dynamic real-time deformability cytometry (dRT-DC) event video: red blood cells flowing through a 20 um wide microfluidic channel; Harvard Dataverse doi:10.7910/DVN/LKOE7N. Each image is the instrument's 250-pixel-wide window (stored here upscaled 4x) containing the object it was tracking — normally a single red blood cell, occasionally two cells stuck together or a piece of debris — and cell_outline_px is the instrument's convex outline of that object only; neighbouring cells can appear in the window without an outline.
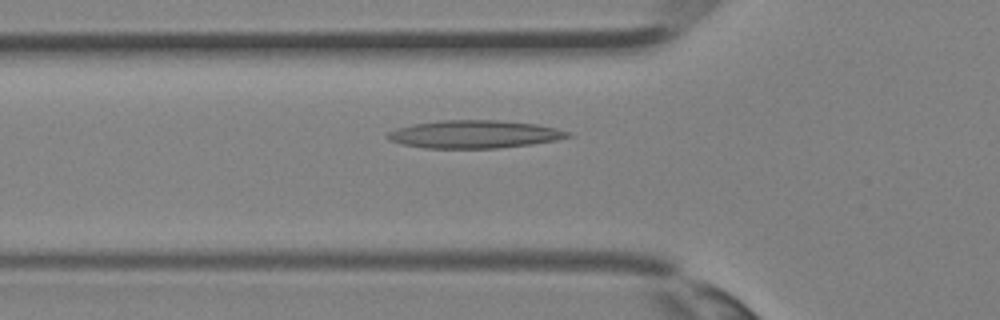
{"species": "Egyptian fruit bat (a non-hibernating species)", "species_latin": "Rousettus aegyptiacus", "temperature_condition": "room temperature", "stored_images_in_passage": 36, "camera_frame_rate_fps": 3000, "um_per_image_px": 0.085, "animal": {"sex": "female"}, "frame": {"image": 1, "passage_image": 12, "time_ms": 3.667, "image_size_px": [1000, 320], "cell_outline_px": [[572, 136], [556, 140], [532, 144], [496, 148], [424, 148], [404, 144], [388, 140], [388, 132], [396, 128], [412, 124], [440, 120], [500, 120], [536, 124], [556, 128], [572, 132]], "centroid_in_image_um": [40.34, 11.4], "position_along_channel_um": 85.5, "area_um2": 29.3}}
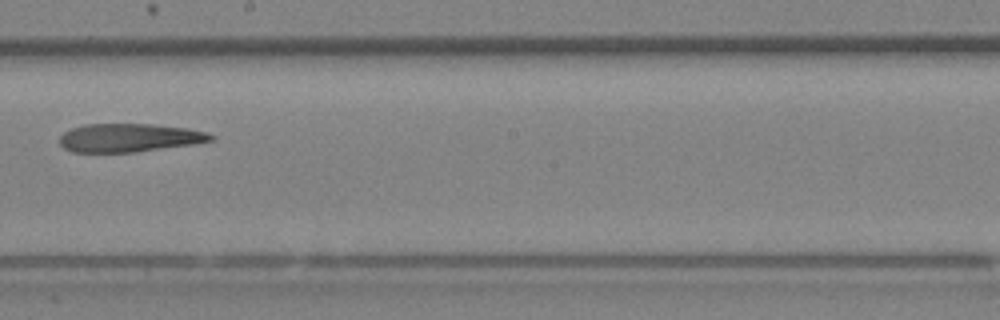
{"frame": {"image": 2, "passage_image": 20, "time_ms": 6.333, "image_size_px": [1000, 320], "cell_outline_px": [[216, 136], [212, 140], [192, 144], [132, 152], [72, 152], [64, 148], [60, 144], [60, 136], [64, 132], [72, 128], [84, 124], [152, 124], [188, 128], [204, 132]], "centroid_in_image_um": [10.95, 11.7], "position_along_channel_um": 237.3, "area_um2": 24.8}}
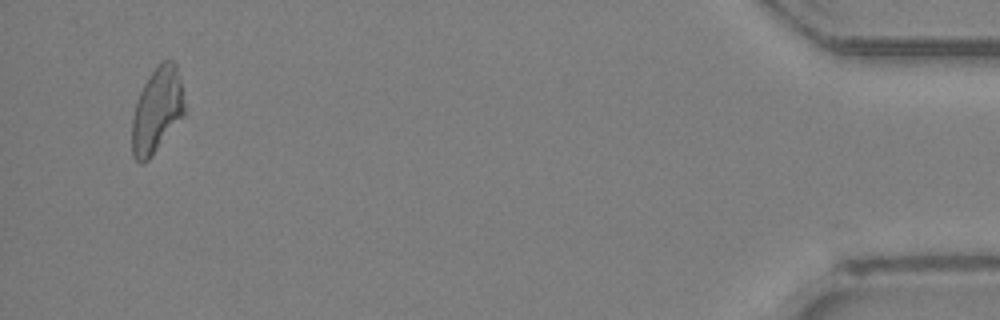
{"frame": {"image": 3, "passage_image": 34, "time_ms": 11.0, "image_size_px": [1000, 320], "cell_outline_px": [[188, 108], [184, 116], [152, 156], [144, 164], [140, 164], [132, 156], [132, 120], [136, 104], [140, 92], [148, 76], [156, 64], [164, 60], [172, 60], [176, 64], [180, 76]], "centroid_in_image_um": [13.39, 9.36], "position_along_channel_um": 421.8, "area_um2": 26.76}}